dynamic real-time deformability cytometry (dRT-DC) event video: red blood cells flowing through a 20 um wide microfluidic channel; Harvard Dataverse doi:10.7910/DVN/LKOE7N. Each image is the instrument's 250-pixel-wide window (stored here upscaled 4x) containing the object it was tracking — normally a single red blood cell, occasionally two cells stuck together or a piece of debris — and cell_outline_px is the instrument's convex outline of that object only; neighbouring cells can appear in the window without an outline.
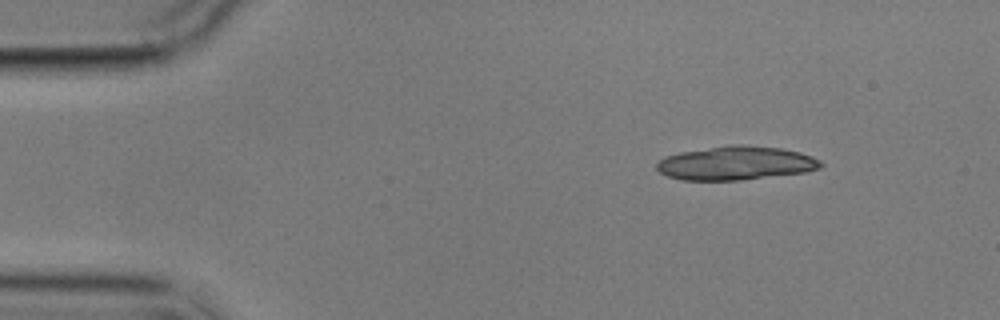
{"species": "common noctule bat (a hibernating species)", "species_latin": "Nyctalus noctula", "temperature_condition": "cold", "stored_images_in_passage": 7, "camera_frame_rate_fps": 3000, "um_per_image_px": 0.085, "animal": {"sex": "male", "body_mass_g": 17.9}, "frame": {"image": 1, "passage_image": 1, "time_ms": 0.0, "image_size_px": [1000, 320], "cell_outline_px": [[824, 164], [820, 168], [804, 172], [740, 180], [680, 180], [668, 176], [660, 172], [656, 168], [656, 164], [664, 156], [680, 152], [732, 144], [744, 144], [780, 148], [800, 152], [812, 156], [820, 160]], "centroid_in_image_um": [62.54, 13.86], "position_along_channel_um": 22.5, "area_um2": 32.31}}
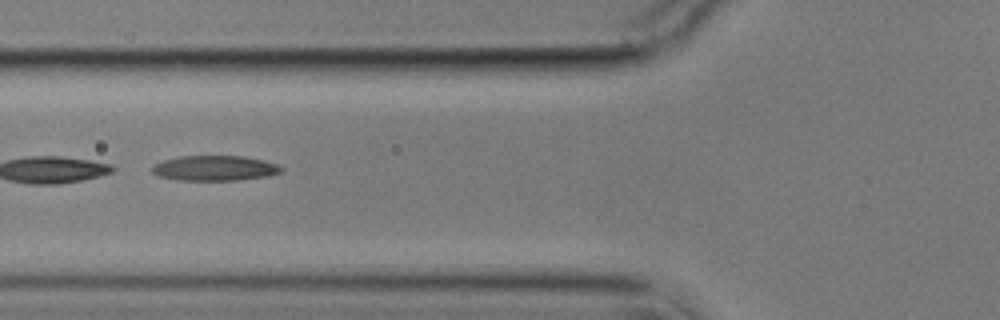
{"frame": {"image": 2, "passage_image": 5, "time_ms": 4.667, "image_size_px": [1000, 320], "cell_outline_px": [[284, 168], [280, 172], [268, 176], [240, 180], [176, 180], [160, 176], [152, 172], [152, 168], [156, 164], [164, 160], [180, 156], [244, 156], [264, 160], [276, 164]], "centroid_in_image_um": [18.28, 14.29], "position_along_channel_um": 107.5, "area_um2": 18.84}}
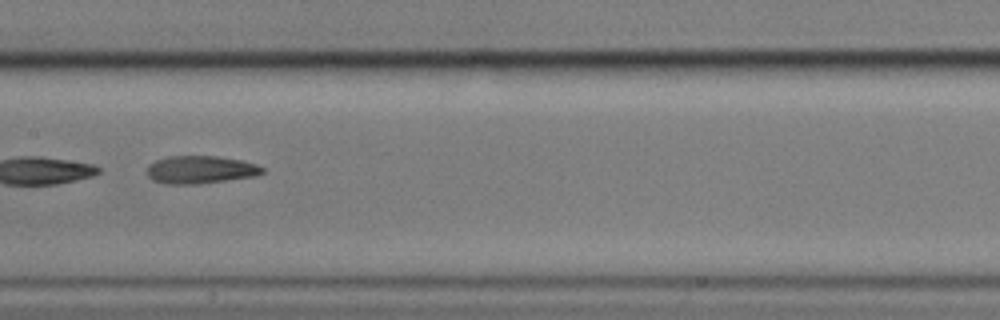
{"frame": {"image": 3, "passage_image": 7, "time_ms": 7.0, "image_size_px": [1000, 320], "cell_outline_px": [[264, 172], [256, 176], [200, 184], [164, 184], [152, 180], [148, 176], [148, 164], [156, 160], [168, 156], [216, 156], [240, 160], [256, 164], [264, 168]], "centroid_in_image_um": [17.03, 14.43], "position_along_channel_um": 190.4, "area_um2": 18.79}}